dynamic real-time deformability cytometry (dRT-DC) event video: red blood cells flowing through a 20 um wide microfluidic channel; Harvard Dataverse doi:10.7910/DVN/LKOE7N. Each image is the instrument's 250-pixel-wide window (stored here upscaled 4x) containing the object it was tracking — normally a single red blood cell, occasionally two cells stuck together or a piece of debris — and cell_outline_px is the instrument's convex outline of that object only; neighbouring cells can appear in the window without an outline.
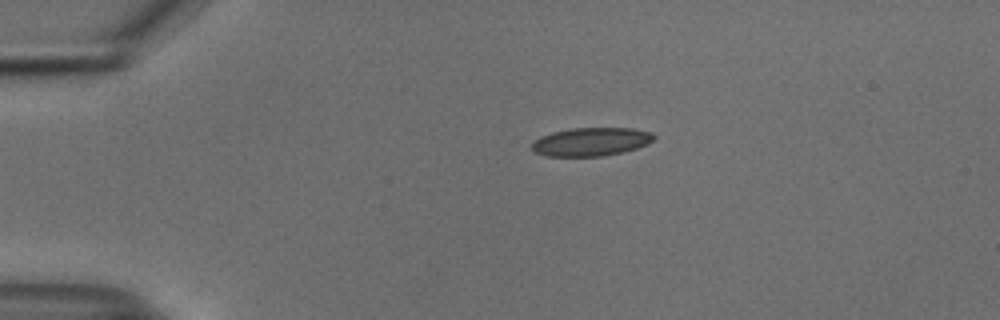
{"species": "common noctule bat (a hibernating species)", "species_latin": "Nyctalus noctula", "temperature_condition": "cold", "stored_images_in_passage": 43, "camera_frame_rate_fps": 3000, "um_per_image_px": 0.085, "animal": {"sex": "male", "body_mass_g": 18.8}, "frame": {"image": 1, "passage_image": 1, "time_ms": 0.0, "image_size_px": [1000, 320], "cell_outline_px": [[656, 136], [648, 144], [624, 152], [600, 156], [548, 156], [536, 152], [532, 148], [532, 144], [540, 136], [552, 132], [572, 128], [632, 128], [652, 132]], "centroid_in_image_um": [50.27, 12.04], "position_along_channel_um": 34.7, "area_um2": 20.11}}
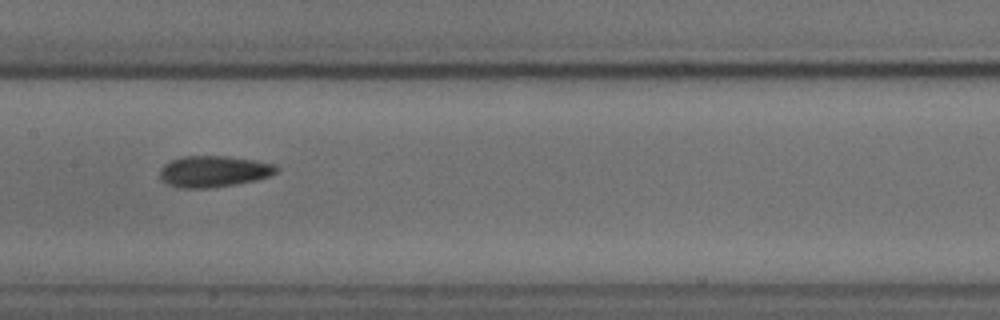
{"frame": {"image": 2, "passage_image": 17, "time_ms": 5.333, "image_size_px": [1000, 320], "cell_outline_px": [[280, 168], [276, 172], [268, 176], [256, 180], [236, 184], [204, 188], [180, 188], [168, 184], [160, 180], [160, 168], [164, 164], [172, 160], [184, 156], [224, 156], [252, 160], [276, 164]], "centroid_in_image_um": [18.15, 14.57], "position_along_channel_um": 189.3, "area_um2": 21.15}}
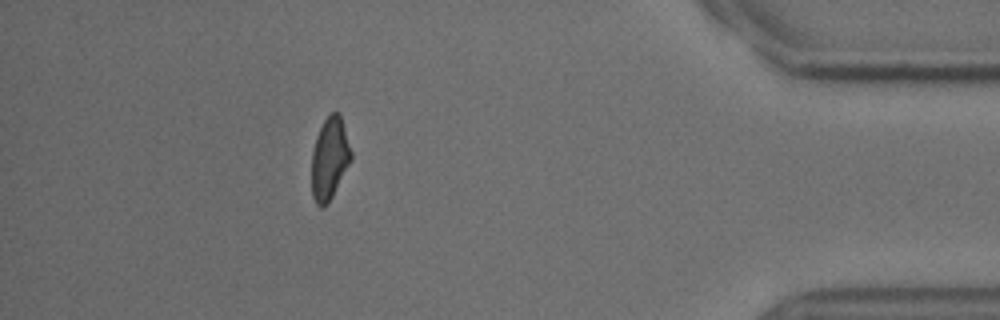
{"frame": {"image": 3, "passage_image": 38, "time_ms": 12.333, "image_size_px": [1000, 320], "cell_outline_px": [[352, 160], [328, 204], [320, 208], [316, 204], [312, 196], [312, 152], [316, 136], [324, 120], [332, 112], [340, 112], [352, 152]], "centroid_in_image_um": [28.03, 13.48], "position_along_channel_um": 407.2, "area_um2": 19.02}, "authors_computed_cell_mechanics": {"area_um2": 20.4612, "velocity_mm_per_s": 3.7461, "shape_relaxation_time_tau1_ms": null, "shape_relaxation_time_tau2_ms": 4.0067, "deformation_change_tau1": null, "deformation_change_tau2": 0.0951}}